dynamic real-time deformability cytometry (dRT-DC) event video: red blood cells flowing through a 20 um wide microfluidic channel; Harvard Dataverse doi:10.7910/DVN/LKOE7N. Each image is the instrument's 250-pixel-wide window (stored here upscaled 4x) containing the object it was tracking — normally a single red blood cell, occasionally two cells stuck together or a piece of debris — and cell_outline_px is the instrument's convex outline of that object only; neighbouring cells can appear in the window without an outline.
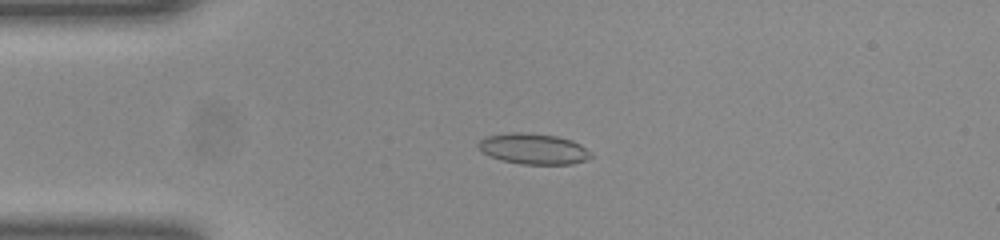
{"species": "common noctule bat (a hibernating species)", "species_latin": "Nyctalus noctula", "temperature_condition": "room temperature", "stored_images_in_passage": 51, "camera_frame_rate_fps": 3000, "um_per_image_px": 0.085, "animal": {"sex": "female", "body_mass_g": 23.0, "forearm_length_mm": 53.4}, "frame": {"image": 1, "passage_image": 12, "time_ms": 3.667, "image_size_px": [1000, 240], "cell_outline_px": [[592, 156], [584, 160], [572, 164], [520, 164], [500, 160], [480, 152], [476, 144], [484, 136], [512, 132], [524, 132], [556, 136], [572, 140], [580, 144], [592, 152]], "centroid_in_image_um": [45.3, 12.65], "position_along_channel_um": 39.7, "area_um2": 20.4}}
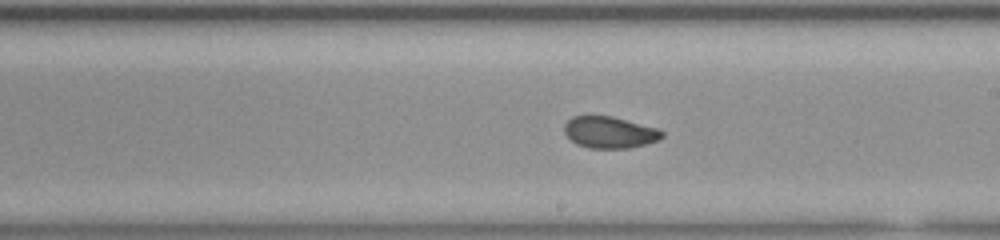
{"frame": {"image": 2, "passage_image": 29, "time_ms": 9.333, "image_size_px": [1000, 240], "cell_outline_px": [[664, 136], [660, 140], [628, 148], [588, 148], [576, 144], [564, 132], [564, 124], [572, 116], [612, 116], [656, 128], [664, 132]], "centroid_in_image_um": [51.81, 11.25], "position_along_channel_um": 237.2, "area_um2": 17.92}}
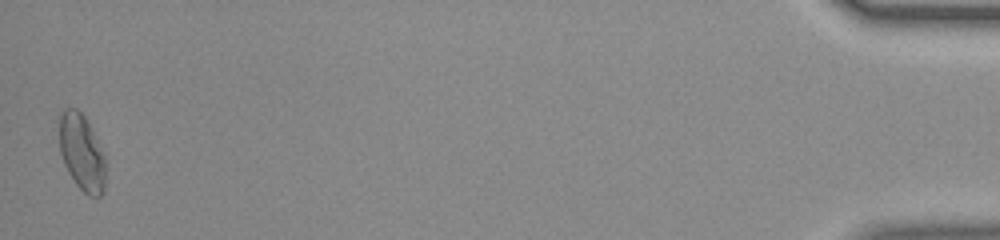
{"frame": {"image": 3, "passage_image": 51, "time_ms": 16.667, "image_size_px": [1000, 240], "cell_outline_px": [[104, 192], [100, 196], [88, 196], [76, 184], [68, 172], [64, 164], [60, 152], [60, 112], [64, 108], [76, 108], [84, 116], [92, 128], [104, 156]], "centroid_in_image_um": [6.94, 12.95], "position_along_channel_um": 428.3, "area_um2": 20.4}, "authors_computed_cell_mechanics": {"area_um2": 19.074, "velocity_mm_per_s": 3.9377, "shape_relaxation_time_tau1_ms": 9.5105, "shape_relaxation_time_tau2_ms": 1.0653, "deformation_change_tau1": 0.1857, "deformation_change_tau2": 0.0461}}